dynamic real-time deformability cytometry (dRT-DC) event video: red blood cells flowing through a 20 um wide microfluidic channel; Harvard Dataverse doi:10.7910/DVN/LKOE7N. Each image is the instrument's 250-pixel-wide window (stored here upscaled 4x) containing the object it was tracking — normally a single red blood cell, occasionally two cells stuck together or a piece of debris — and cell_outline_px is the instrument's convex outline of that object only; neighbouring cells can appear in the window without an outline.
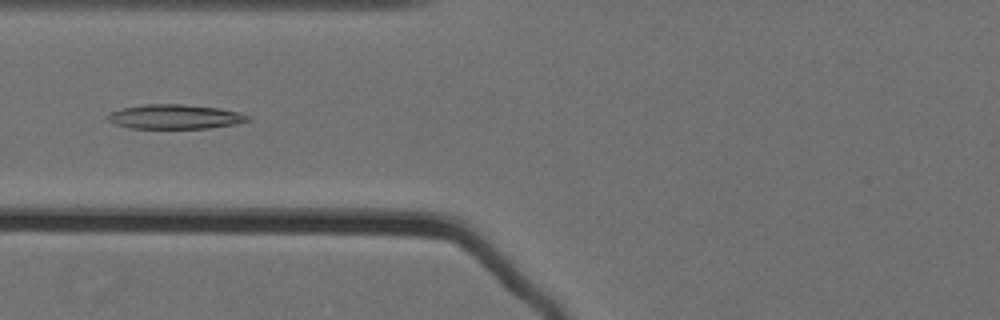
{"species": "Egyptian fruit bat (a non-hibernating species)", "species_latin": "Rousettus aegyptiacus", "temperature_condition": "cold", "stored_images_in_passage": 39, "camera_frame_rate_fps": 3000, "um_per_image_px": 0.085, "animal": {"sex": "female"}, "frame": {"image": 1, "passage_image": 7, "time_ms": 2.0, "image_size_px": [1000, 320], "cell_outline_px": [[252, 120], [236, 124], [208, 128], [132, 128], [116, 124], [108, 120], [108, 116], [112, 112], [120, 108], [144, 104], [184, 104], [220, 108], [240, 112], [252, 116]], "centroid_in_image_um": [14.95, 9.91], "position_along_channel_um": 110.8, "area_um2": 20.06}}
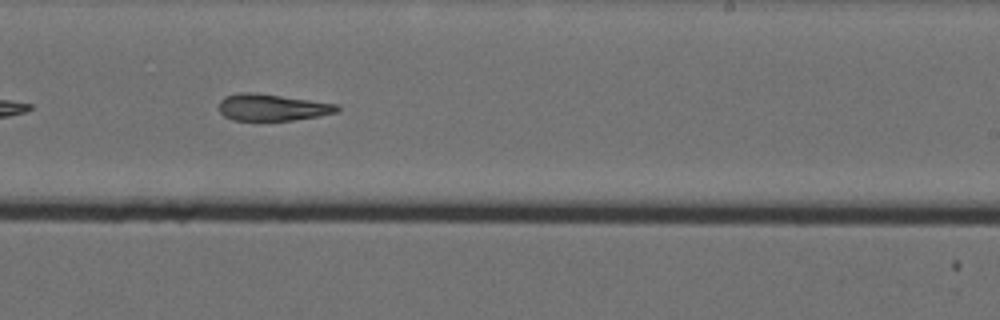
{"frame": {"image": 2, "passage_image": 20, "time_ms": 6.333, "image_size_px": [1000, 320], "cell_outline_px": [[340, 108], [336, 112], [320, 116], [292, 120], [232, 120], [224, 116], [220, 112], [220, 100], [224, 96], [240, 92], [248, 92], [280, 96], [340, 104]], "centroid_in_image_um": [23.14, 9.13], "position_along_channel_um": 265.9, "area_um2": 18.26}}
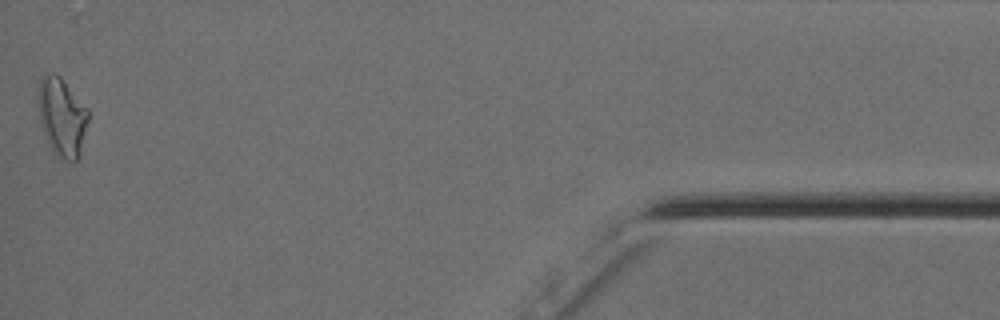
{"frame": {"image": 3, "passage_image": 39, "time_ms": 12.667, "image_size_px": [1000, 320], "cell_outline_px": [[88, 120], [80, 156], [72, 164], [64, 160], [52, 152], [44, 132], [40, 120], [40, 76], [44, 72], [56, 72], [60, 76], [88, 108]], "centroid_in_image_um": [5.3, 9.95], "position_along_channel_um": 429.9, "area_um2": 22.83}, "authors_computed_cell_mechanics": {"area_um2": 19.4786, "velocity_mm_per_s": 3.576, "shape_relaxation_time_tau1_ms": null, "shape_relaxation_time_tau2_ms": 10.9648, "deformation_change_tau1": null, "deformation_change_tau2": 0.26}}